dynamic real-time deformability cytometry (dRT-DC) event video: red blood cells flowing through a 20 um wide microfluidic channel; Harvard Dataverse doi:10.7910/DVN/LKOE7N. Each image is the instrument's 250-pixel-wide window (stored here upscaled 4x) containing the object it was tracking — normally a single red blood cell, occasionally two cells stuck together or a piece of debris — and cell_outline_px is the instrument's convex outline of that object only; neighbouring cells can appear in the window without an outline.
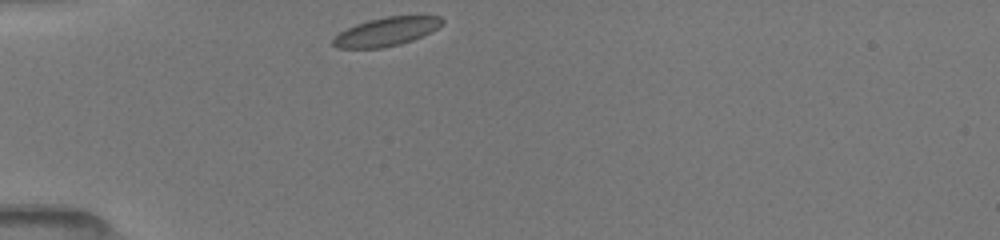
{"species": "common noctule bat (a hibernating species)", "species_latin": "Nyctalus noctula", "temperature_condition": "room temperature", "stored_images_in_passage": 33, "camera_frame_rate_fps": 3000, "um_per_image_px": 0.085, "animal": {"sex": "female", "body_mass_g": 19.5, "forearm_length_mm": 54.1}, "frame": {"image": 1, "passage_image": 1, "time_ms": 0.0, "image_size_px": [1000, 240], "cell_outline_px": [[444, 20], [436, 28], [412, 40], [400, 44], [380, 48], [336, 48], [332, 44], [332, 40], [340, 32], [356, 24], [368, 20], [384, 16], [440, 16]], "centroid_in_image_um": [32.79, 2.69], "position_along_channel_um": 52.2, "area_um2": 17.86}}
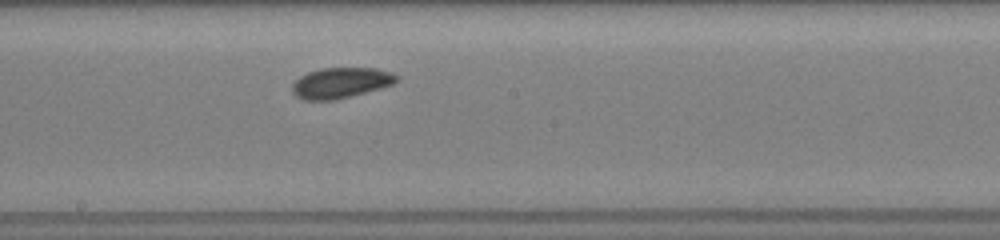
{"frame": {"image": 2, "passage_image": 15, "time_ms": 4.667, "image_size_px": [1000, 240], "cell_outline_px": [[400, 80], [392, 84], [380, 88], [352, 96], [336, 100], [304, 100], [296, 96], [292, 92], [292, 84], [300, 76], [308, 72], [320, 68], [376, 68], [392, 72]], "centroid_in_image_um": [28.95, 7.04], "position_along_channel_um": 219.2, "area_um2": 18.67}}
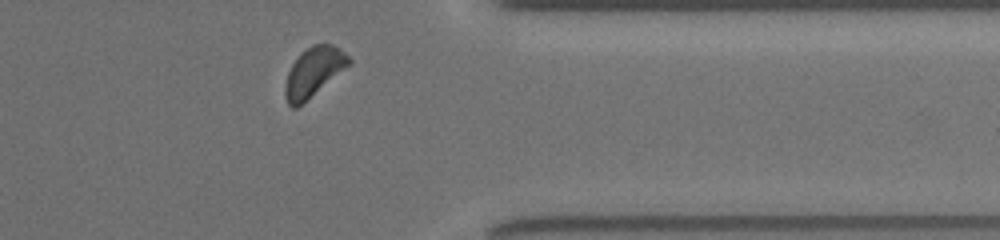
{"frame": {"image": 3, "passage_image": 28, "time_ms": 9.0, "image_size_px": [1000, 240], "cell_outline_px": [[352, 64], [296, 108], [292, 108], [288, 104], [284, 92], [284, 88], [288, 72], [292, 64], [300, 52], [312, 44], [332, 44], [340, 48], [352, 60]], "centroid_in_image_um": [26.67, 6.09], "position_along_channel_um": 384.7, "area_um2": 18.32}, "authors_computed_cell_mechanics": {"area_um2": 18.3226, "velocity_mm_per_s": 3.9816, "shape_relaxation_time_tau1_ms": 0.7717, "shape_relaxation_time_tau2_ms": null, "deformation_change_tau1": 0.0651, "deformation_change_tau2": null}}